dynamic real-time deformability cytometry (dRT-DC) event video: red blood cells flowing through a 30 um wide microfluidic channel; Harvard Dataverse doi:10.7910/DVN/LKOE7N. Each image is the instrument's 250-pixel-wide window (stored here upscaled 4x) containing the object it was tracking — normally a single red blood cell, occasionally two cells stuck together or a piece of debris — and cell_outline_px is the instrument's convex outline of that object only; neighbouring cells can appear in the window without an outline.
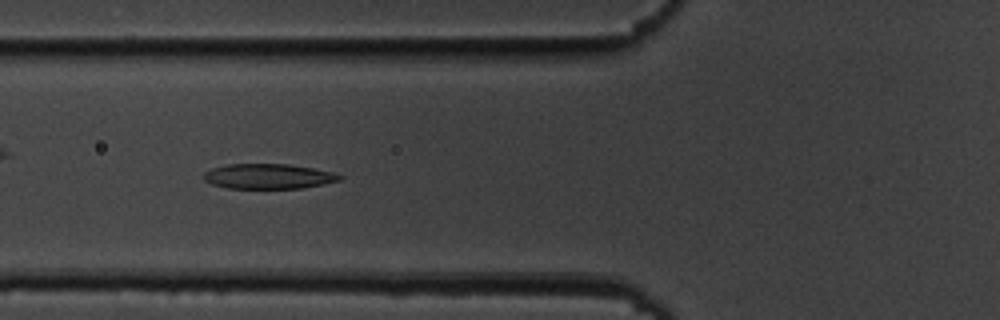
{"species": "common noctule bat (a hibernating species)", "species_latin": "Nyctalus noctula", "temperature_condition": "cold", "stored_images_in_passage": 54, "camera_frame_rate_fps": 3000, "um_per_image_px": 0.085, "animal": {"sex": "male", "body_mass_g": 19.5, "forearm_length_mm": 54.6}, "frame": {"image": 1, "passage_image": 20, "time_ms": 6.333, "image_size_px": [1000, 320], "cell_outline_px": [[344, 176], [340, 180], [324, 184], [300, 188], [228, 188], [212, 184], [204, 180], [204, 172], [212, 168], [228, 164], [288, 164], [312, 168], [332, 172]], "centroid_in_image_um": [22.81, 14.98], "position_along_channel_um": 103.0, "area_um2": 19.71}}
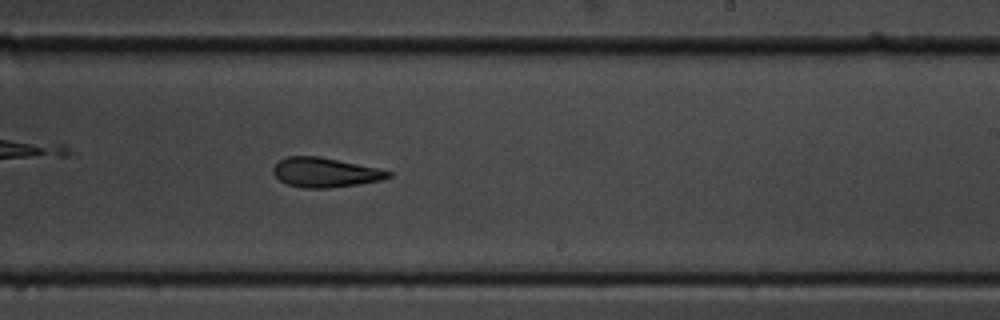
{"frame": {"image": 2, "passage_image": 33, "time_ms": 10.667, "image_size_px": [1000, 320], "cell_outline_px": [[392, 176], [384, 180], [328, 188], [304, 188], [288, 184], [280, 180], [272, 172], [272, 168], [280, 160], [288, 156], [320, 156], [376, 168], [392, 172]], "centroid_in_image_um": [27.63, 14.66], "position_along_channel_um": 261.4, "area_um2": 19.65}}
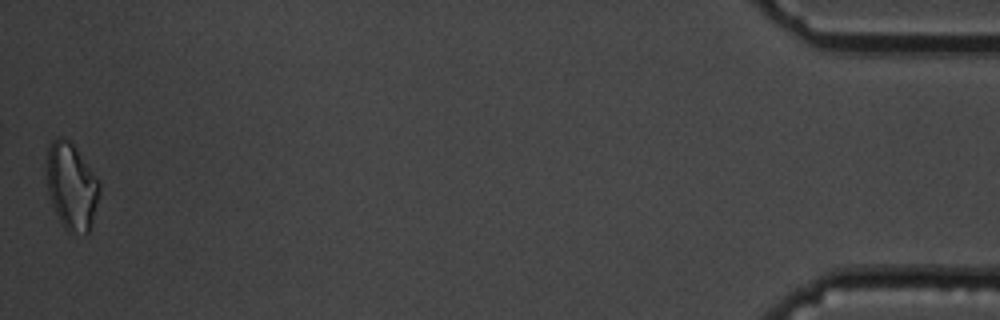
{"frame": {"image": 3, "passage_image": 54, "time_ms": 17.667, "image_size_px": [1000, 320], "cell_outline_px": [[100, 192], [92, 224], [88, 232], [68, 232], [64, 228], [52, 204], [48, 192], [48, 144], [52, 140], [60, 136], [64, 136], [76, 148], [100, 184]], "centroid_in_image_um": [6.08, 15.83], "position_along_channel_um": 429.1, "area_um2": 26.13}, "authors_computed_cell_mechanics": {"area_um2": 21.2704, "velocity_mm_per_s": 3.6581, "shape_relaxation_time_tau1_ms": 5.2407, "shape_relaxation_time_tau2_ms": 3.8188, "deformation_change_tau1": 0.1649, "deformation_change_tau2": 0.1196}}